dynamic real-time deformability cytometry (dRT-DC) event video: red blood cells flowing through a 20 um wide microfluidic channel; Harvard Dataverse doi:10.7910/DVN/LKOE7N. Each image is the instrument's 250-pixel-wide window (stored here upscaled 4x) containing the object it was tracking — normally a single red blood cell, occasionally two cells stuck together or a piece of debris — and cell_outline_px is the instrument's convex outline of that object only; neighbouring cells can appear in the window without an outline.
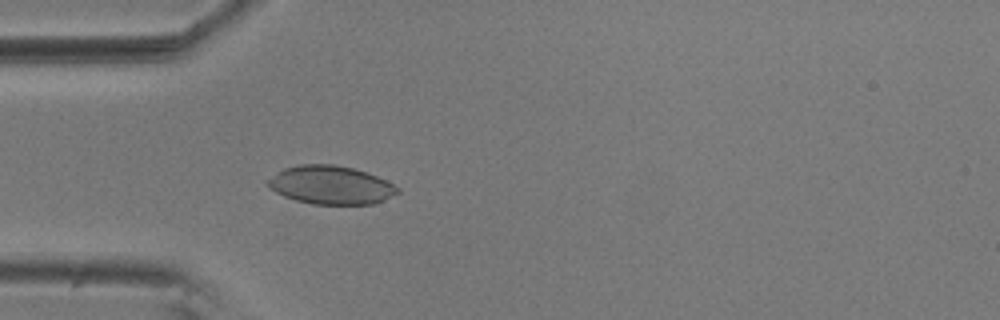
{"species": "common noctule bat (a hibernating species)", "species_latin": "Nyctalus noctula", "temperature_condition": "room temperature", "stored_images_in_passage": 43, "camera_frame_rate_fps": 3000, "um_per_image_px": 0.085, "animal": {"sex": "male", "body_mass_g": 20.5, "forearm_length_mm": 52.5}, "frame": {"image": 1, "passage_image": 10, "time_ms": 3.0, "image_size_px": [1000, 320], "cell_outline_px": [[400, 192], [384, 200], [372, 204], [312, 204], [296, 200], [284, 196], [268, 188], [264, 184], [264, 180], [284, 168], [300, 164], [336, 164], [368, 172], [400, 188]], "centroid_in_image_um": [28.07, 15.72], "position_along_channel_um": 56.9, "area_um2": 29.25}}
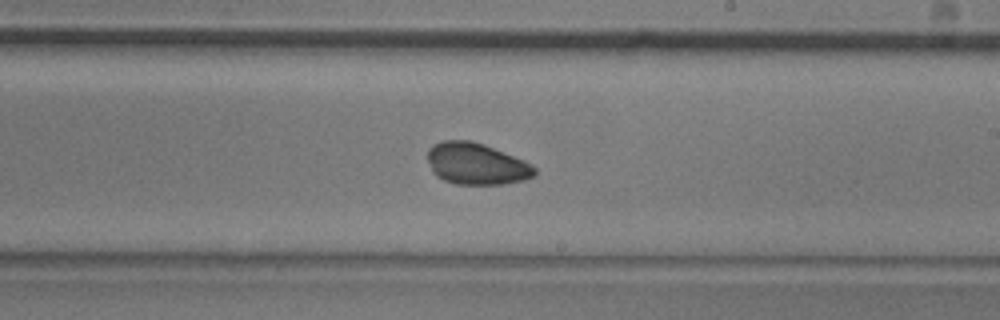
{"frame": {"image": 2, "passage_image": 26, "time_ms": 8.333, "image_size_px": [1000, 320], "cell_outline_px": [[536, 176], [524, 180], [504, 184], [456, 184], [444, 180], [436, 176], [432, 172], [428, 160], [428, 148], [432, 144], [440, 140], [468, 140], [484, 144], [524, 160], [532, 164], [536, 168]], "centroid_in_image_um": [40.49, 13.92], "position_along_channel_um": 248.5, "area_um2": 26.18}}
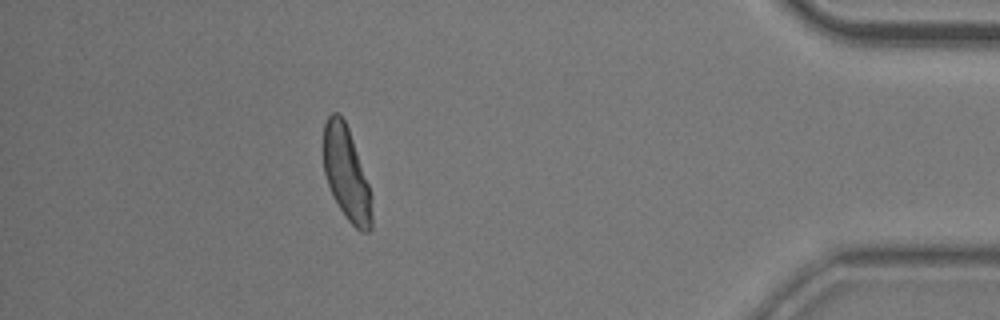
{"frame": {"image": 3, "passage_image": 43, "time_ms": 14.0, "image_size_px": [1000, 320], "cell_outline_px": [[372, 228], [368, 232], [360, 232], [344, 216], [332, 196], [324, 172], [324, 124], [328, 116], [332, 112], [336, 112], [344, 120], [348, 128], [368, 184], [372, 196]], "centroid_in_image_um": [29.45, 14.82], "position_along_channel_um": 405.8, "area_um2": 26.13}, "authors_computed_cell_mechanics": {"area_um2": 26.2412, "velocity_mm_per_s": 3.6492, "shape_relaxation_time_tau1_ms": 1.2126, "shape_relaxation_time_tau2_ms": 1.8155, "deformation_change_tau1": 0.0784, "deformation_change_tau2": 0.051}}